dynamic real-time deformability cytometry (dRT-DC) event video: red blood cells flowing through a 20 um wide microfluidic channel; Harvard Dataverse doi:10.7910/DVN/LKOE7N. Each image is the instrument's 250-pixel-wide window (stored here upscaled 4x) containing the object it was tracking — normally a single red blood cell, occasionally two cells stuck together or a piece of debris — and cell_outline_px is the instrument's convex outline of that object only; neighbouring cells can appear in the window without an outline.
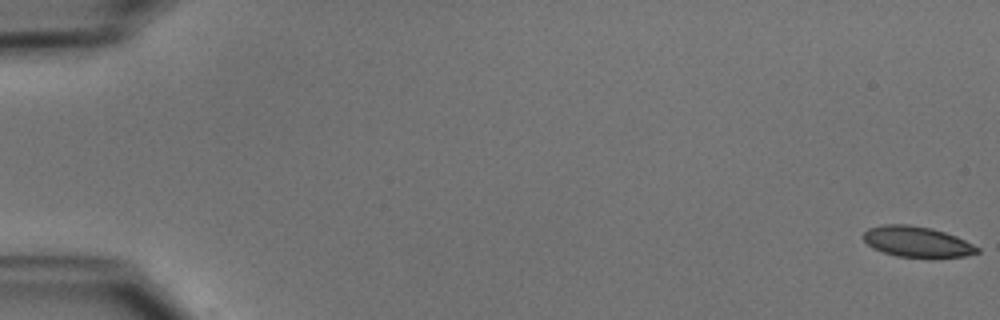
{"species": "common noctule bat (a hibernating species)", "species_latin": "Nyctalus noctula", "temperature_condition": "cold", "stored_images_in_passage": 7, "camera_frame_rate_fps": 3000, "um_per_image_px": 0.085, "animal": {"sex": "male", "body_mass_g": 15.6}, "frame": {"image": 1, "passage_image": 1, "time_ms": 0.0, "image_size_px": [1000, 320], "cell_outline_px": [[980, 252], [964, 256], [896, 256], [872, 248], [864, 240], [864, 232], [868, 228], [884, 224], [908, 224], [932, 228], [956, 236], [980, 248]], "centroid_in_image_um": [77.92, 20.52], "position_along_channel_um": 7.1, "area_um2": 19.94}}